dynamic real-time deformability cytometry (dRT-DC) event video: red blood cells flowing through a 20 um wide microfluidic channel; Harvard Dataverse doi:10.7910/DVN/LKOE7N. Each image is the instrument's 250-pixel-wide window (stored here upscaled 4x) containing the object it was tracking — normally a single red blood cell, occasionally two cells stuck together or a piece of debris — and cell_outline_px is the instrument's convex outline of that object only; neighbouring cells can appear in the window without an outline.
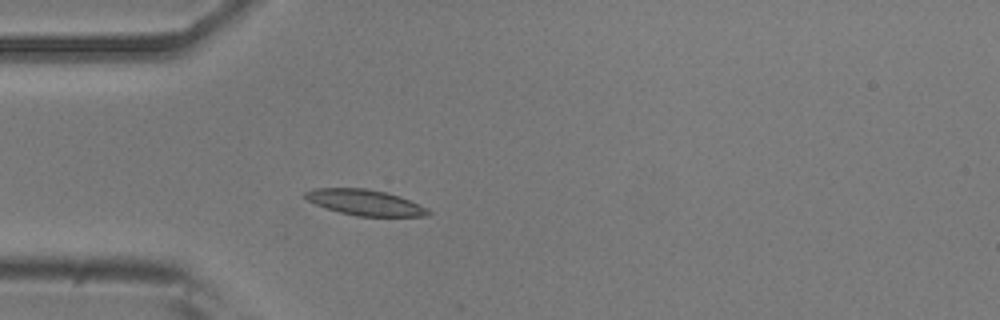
{"species": "common noctule bat (a hibernating species)", "species_latin": "Nyctalus noctula", "temperature_condition": "room temperature", "stored_images_in_passage": 7, "camera_frame_rate_fps": 3000, "um_per_image_px": 0.085, "animal": {"sex": "male", "body_mass_g": 20.5, "forearm_length_mm": 52.5}, "frame": {"image": 1, "passage_image": 1, "time_ms": 0.0, "image_size_px": [1000, 320], "cell_outline_px": [[432, 212], [428, 216], [356, 216], [340, 212], [316, 204], [300, 196], [304, 192], [312, 188], [364, 188], [388, 192], [400, 196], [420, 204], [428, 208]], "centroid_in_image_um": [31.04, 17.2], "position_along_channel_um": 54.0, "area_um2": 18.61}}
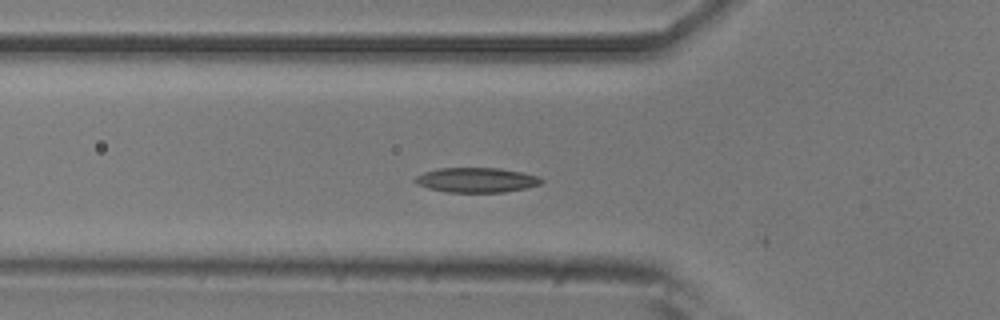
{"frame": {"image": 2, "passage_image": 4, "time_ms": 1.0, "image_size_px": [1000, 320], "cell_outline_px": [[544, 180], [540, 184], [528, 188], [504, 192], [444, 192], [428, 188], [416, 184], [412, 180], [416, 176], [424, 172], [440, 168], [500, 168], [540, 176]], "centroid_in_image_um": [40.5, 15.3], "position_along_channel_um": 85.3, "area_um2": 18.38}}